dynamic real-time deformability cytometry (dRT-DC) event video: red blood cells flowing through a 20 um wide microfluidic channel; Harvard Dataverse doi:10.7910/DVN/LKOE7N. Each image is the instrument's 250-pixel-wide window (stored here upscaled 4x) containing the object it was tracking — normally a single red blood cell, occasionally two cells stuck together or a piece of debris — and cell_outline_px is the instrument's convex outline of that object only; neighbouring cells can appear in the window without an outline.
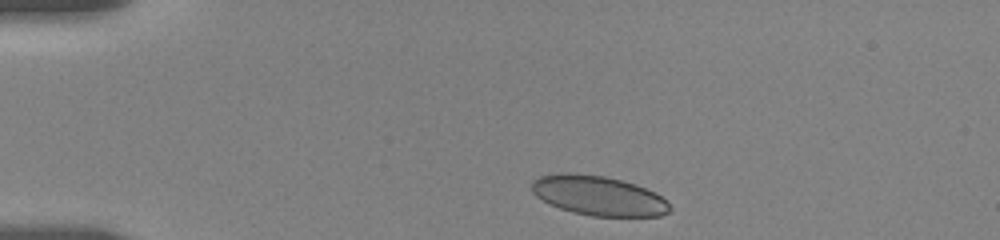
{"species": "human", "species_latin": "Homo sapiens", "temperature_condition": "room temperature", "stored_images_in_passage": 9, "camera_frame_rate_fps": 3000, "um_per_image_px": 0.085, "donor": {"sex": "female"}, "frame": {"image": 1, "passage_image": 1, "time_ms": 0.0, "image_size_px": [1000, 240], "cell_outline_px": [[672, 208], [668, 212], [660, 216], [592, 216], [572, 212], [548, 204], [536, 196], [532, 192], [532, 180], [540, 176], [560, 172], [572, 172], [604, 176], [636, 184], [656, 192]], "centroid_in_image_um": [50.84, 16.62], "position_along_channel_um": 34.2, "area_um2": 32.02}}
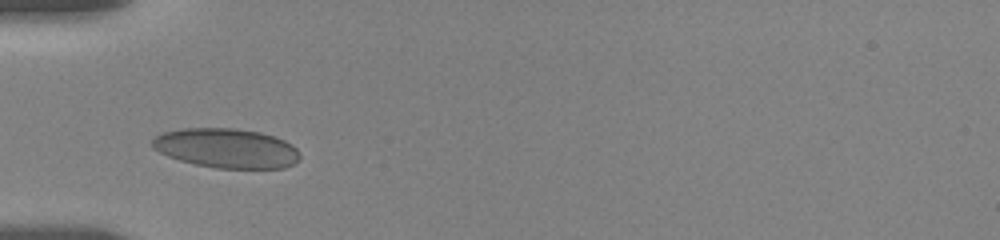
{"frame": {"image": 2, "passage_image": 7, "time_ms": 2.333, "image_size_px": [1000, 240], "cell_outline_px": [[300, 160], [284, 168], [216, 168], [196, 164], [180, 160], [168, 156], [152, 148], [152, 140], [156, 136], [164, 132], [180, 128], [236, 128], [260, 132], [284, 140], [292, 144], [300, 152]], "centroid_in_image_um": [19.26, 12.59], "position_along_channel_um": 65.7, "area_um2": 34.04}}